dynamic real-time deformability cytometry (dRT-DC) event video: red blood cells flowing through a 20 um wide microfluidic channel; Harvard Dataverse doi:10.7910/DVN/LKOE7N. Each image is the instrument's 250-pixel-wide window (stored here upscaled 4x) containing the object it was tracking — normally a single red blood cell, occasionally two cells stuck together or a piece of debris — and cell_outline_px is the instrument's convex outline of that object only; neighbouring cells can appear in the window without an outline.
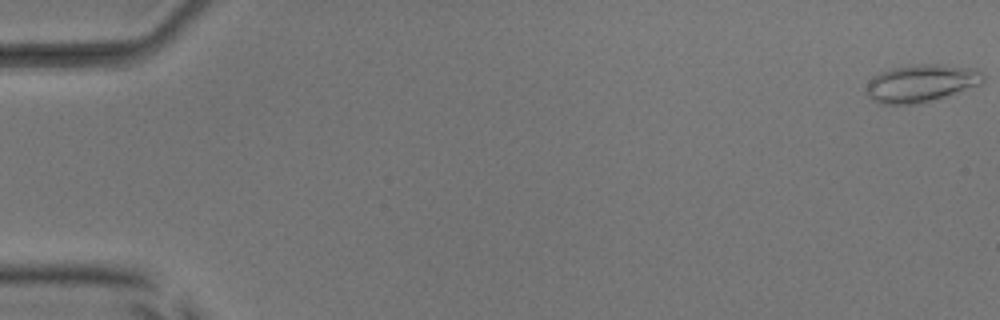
{"species": "common noctule bat (a hibernating species)", "species_latin": "Nyctalus noctula", "temperature_condition": "room temperature", "stored_images_in_passage": 10, "camera_frame_rate_fps": 3000, "um_per_image_px": 0.085, "animal": {"sex": "male", "body_mass_g": 17.9, "forearm_length_mm": 54.2}, "frame": {"image": 1, "passage_image": 1, "time_ms": 0.0, "image_size_px": [1000, 320], "cell_outline_px": [[984, 80], [980, 84], [944, 96], [912, 104], [884, 104], [872, 100], [864, 92], [864, 88], [868, 80], [872, 76], [880, 72], [892, 68], [916, 64], [940, 64], [976, 68], [984, 76]], "centroid_in_image_um": [78.23, 7.05], "position_along_channel_um": 6.8, "area_um2": 25.43}}